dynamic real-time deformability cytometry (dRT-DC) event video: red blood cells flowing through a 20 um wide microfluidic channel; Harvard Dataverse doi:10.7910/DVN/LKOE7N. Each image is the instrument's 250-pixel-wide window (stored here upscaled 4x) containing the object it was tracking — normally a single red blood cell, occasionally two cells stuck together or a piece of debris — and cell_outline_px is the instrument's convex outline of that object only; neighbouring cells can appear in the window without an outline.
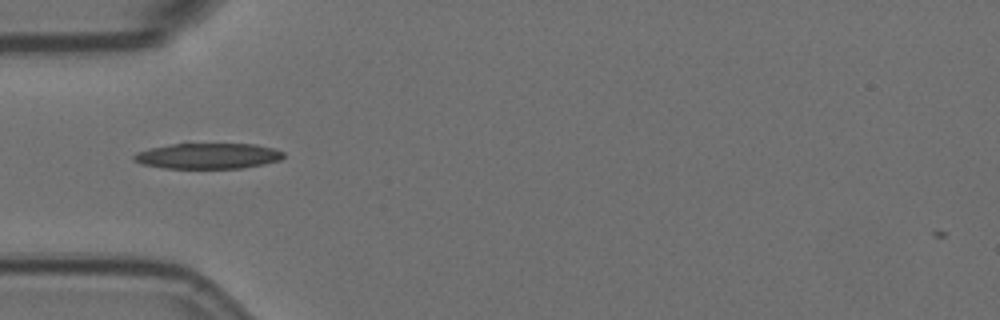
{"species": "Egyptian fruit bat (a non-hibernating species)", "species_latin": "Rousettus aegyptiacus", "temperature_condition": "room temperature", "stored_images_in_passage": 40, "camera_frame_rate_fps": 3000, "um_per_image_px": 0.085, "animal": {"sex": "female"}, "frame": {"image": 1, "passage_image": 1, "time_ms": 0.0, "image_size_px": [1000, 320], "cell_outline_px": [[284, 156], [280, 160], [264, 164], [240, 168], [164, 168], [144, 164], [132, 160], [132, 156], [136, 152], [148, 148], [172, 144], [256, 144], [272, 148], [284, 152]], "centroid_in_image_um": [17.66, 13.25], "position_along_channel_um": 67.3, "area_um2": 22.31}}
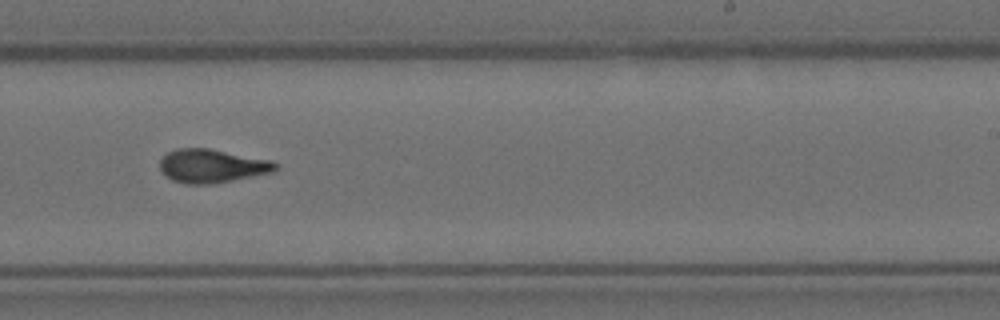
{"frame": {"image": 2, "passage_image": 18, "time_ms": 5.667, "image_size_px": [1000, 320], "cell_outline_px": [[280, 164], [272, 172], [212, 184], [184, 184], [172, 180], [160, 168], [160, 160], [168, 152], [176, 148], [208, 148], [272, 160]], "centroid_in_image_um": [18.03, 14.1], "position_along_channel_um": 271.0, "area_um2": 22.48}}
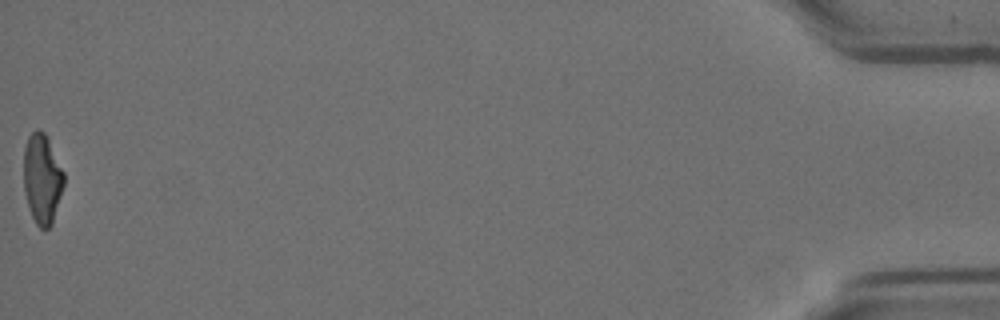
{"frame": {"image": 3, "passage_image": 40, "time_ms": 13.0, "image_size_px": [1000, 320], "cell_outline_px": [[64, 184], [52, 224], [48, 228], [40, 228], [36, 224], [32, 216], [24, 192], [24, 148], [28, 136], [36, 128], [44, 132], [48, 136], [64, 172]], "centroid_in_image_um": [3.59, 15.15], "position_along_channel_um": 431.6, "area_um2": 21.15}, "authors_computed_cell_mechanics": {"area_um2": 21.9062, "velocity_mm_per_s": 3.5858, "shape_relaxation_time_tau1_ms": 11.3537, "shape_relaxation_time_tau2_ms": 2.1771, "deformation_change_tau1": 0.2823, "deformation_change_tau2": 0.0943}}